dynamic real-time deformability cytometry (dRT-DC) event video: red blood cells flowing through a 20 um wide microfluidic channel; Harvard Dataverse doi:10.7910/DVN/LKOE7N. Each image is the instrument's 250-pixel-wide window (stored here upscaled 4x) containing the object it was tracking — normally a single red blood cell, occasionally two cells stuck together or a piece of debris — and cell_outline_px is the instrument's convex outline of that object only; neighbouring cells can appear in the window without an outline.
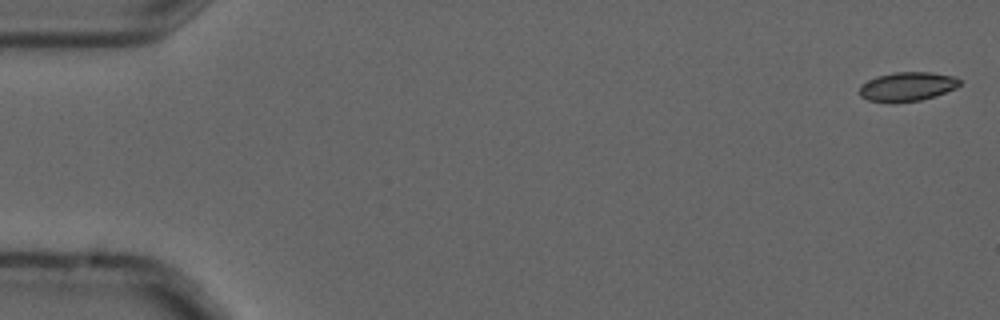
{"species": "common noctule bat (a hibernating species)", "species_latin": "Nyctalus noctula", "temperature_condition": "cold", "stored_images_in_passage": 5, "camera_frame_rate_fps": 3000, "um_per_image_px": 0.085, "animal": {"sex": "male", "forearm_length_mm": 52.5}, "frame": {"image": 1, "passage_image": 1, "time_ms": 0.0, "image_size_px": [1000, 320], "cell_outline_px": [[960, 84], [956, 88], [936, 96], [920, 100], [868, 100], [860, 96], [860, 84], [876, 76], [896, 72], [932, 72], [956, 76], [960, 80]], "centroid_in_image_um": [77.17, 7.31], "position_along_channel_um": 7.8, "area_um2": 16.59}}
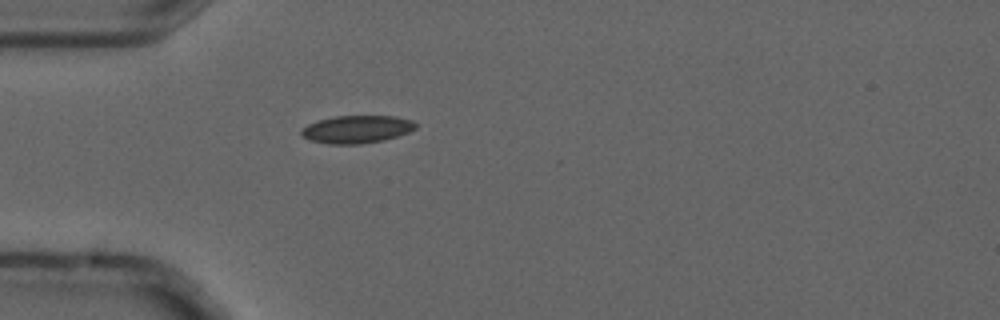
{"frame": {"image": 2, "passage_image": 5, "time_ms": 1.333, "image_size_px": [1000, 320], "cell_outline_px": [[416, 128], [408, 132], [384, 140], [360, 144], [328, 144], [308, 140], [300, 132], [308, 124], [320, 120], [336, 116], [396, 116], [412, 120], [416, 124]], "centroid_in_image_um": [30.34, 10.99], "position_along_channel_um": 54.7, "area_um2": 18.32}}